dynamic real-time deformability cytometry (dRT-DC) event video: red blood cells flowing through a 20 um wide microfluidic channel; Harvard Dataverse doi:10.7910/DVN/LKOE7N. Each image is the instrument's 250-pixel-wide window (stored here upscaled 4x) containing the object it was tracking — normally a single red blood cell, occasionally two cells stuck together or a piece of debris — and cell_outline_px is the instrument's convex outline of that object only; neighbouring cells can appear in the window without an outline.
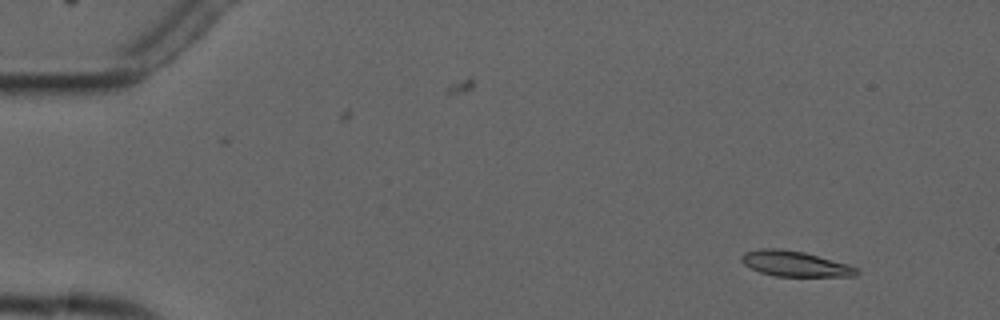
{"species": "common noctule bat (a hibernating species)", "species_latin": "Nyctalus noctula", "temperature_condition": "cold", "stored_images_in_passage": 2, "camera_frame_rate_fps": 3000, "um_per_image_px": 0.085, "animal": {"sex": "male", "forearm_length_mm": 52.5}, "frame": {"image": 1, "passage_image": 2, "time_ms": 2.0, "image_size_px": [1000, 320], "cell_outline_px": [[860, 272], [856, 276], [776, 276], [760, 272], [744, 264], [740, 260], [740, 256], [744, 252], [760, 248], [780, 248], [804, 252], [848, 264], [856, 268]], "centroid_in_image_um": [67.55, 22.41], "position_along_channel_um": 17.5, "area_um2": 17.05}}